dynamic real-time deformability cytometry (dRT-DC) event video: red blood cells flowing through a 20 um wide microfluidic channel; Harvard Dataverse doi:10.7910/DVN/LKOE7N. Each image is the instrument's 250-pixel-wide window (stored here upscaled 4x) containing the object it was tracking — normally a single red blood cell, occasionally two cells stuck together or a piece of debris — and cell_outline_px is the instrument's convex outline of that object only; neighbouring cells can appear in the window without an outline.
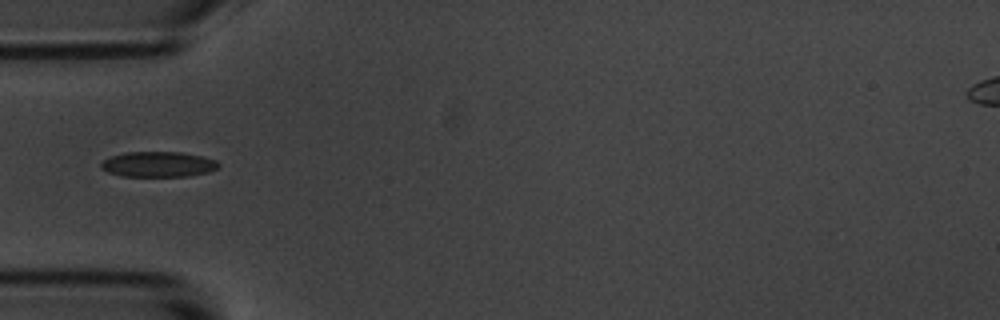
{"species": "common noctule bat (a hibernating species)", "species_latin": "Nyctalus noctula", "temperature_condition": "room temperature", "stored_images_in_passage": 9, "camera_frame_rate_fps": 3000, "um_per_image_px": 0.085, "animal": {"sex": "male", "body_mass_g": 20.1, "forearm_length_mm": 53.5}, "frame": {"image": 1, "passage_image": 6, "time_ms": 5.667, "image_size_px": [1000, 320], "cell_outline_px": [[220, 164], [216, 168], [208, 172], [188, 176], [120, 176], [108, 172], [100, 168], [100, 164], [104, 160], [112, 156], [124, 152], [180, 152], [204, 156], [216, 160]], "centroid_in_image_um": [13.44, 13.96], "position_along_channel_um": 71.6, "area_um2": 17.4}}
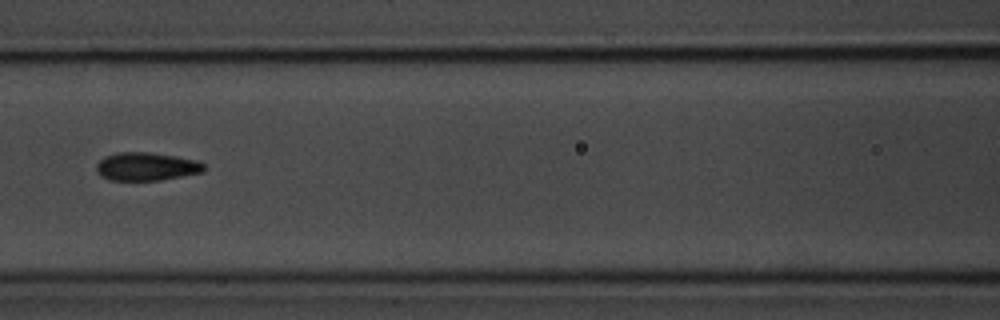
{"frame": {"image": 2, "passage_image": 8, "time_ms": 8.0, "image_size_px": [1000, 320], "cell_outline_px": [[204, 168], [200, 172], [160, 180], [108, 180], [100, 176], [96, 168], [96, 164], [104, 156], [116, 152], [152, 152], [176, 156], [196, 160], [204, 164]], "centroid_in_image_um": [12.38, 14.14], "position_along_channel_um": 154.2, "area_um2": 17.63}}
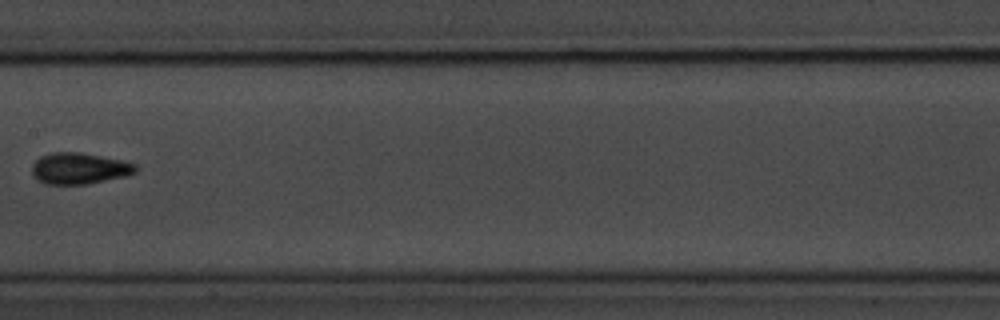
{"frame": {"image": 3, "passage_image": 9, "time_ms": 9.333, "image_size_px": [1000, 320], "cell_outline_px": [[136, 172], [128, 176], [88, 184], [44, 184], [36, 180], [32, 176], [32, 164], [40, 156], [52, 152], [80, 152], [124, 160], [136, 164]], "centroid_in_image_um": [6.73, 14.32], "position_along_channel_um": 200.7, "area_um2": 19.25}}